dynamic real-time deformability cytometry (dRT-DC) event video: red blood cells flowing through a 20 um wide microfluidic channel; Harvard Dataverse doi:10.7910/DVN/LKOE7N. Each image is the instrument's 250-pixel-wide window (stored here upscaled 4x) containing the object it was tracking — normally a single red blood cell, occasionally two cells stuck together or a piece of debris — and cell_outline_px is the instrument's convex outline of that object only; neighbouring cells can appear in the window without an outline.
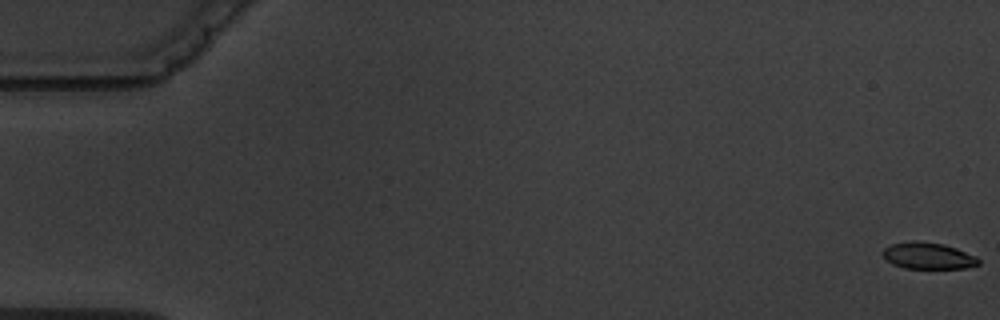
{"species": "common noctule bat (a hibernating species)", "species_latin": "Nyctalus noctula", "temperature_condition": "warm", "stored_images_in_passage": 5, "camera_frame_rate_fps": 3000, "um_per_image_px": 0.085, "animal": {"sex": "male", "body_mass_g": 19.5, "forearm_length_mm": 54.6}, "frame": {"image": 1, "passage_image": 1, "time_ms": 0.0, "image_size_px": [1000, 320], "cell_outline_px": [[980, 264], [964, 268], [904, 268], [892, 264], [880, 252], [884, 248], [892, 244], [944, 244], [956, 248], [976, 256], [980, 260]], "centroid_in_image_um": [78.94, 21.79], "position_along_channel_um": 6.1, "area_um2": 14.05}}
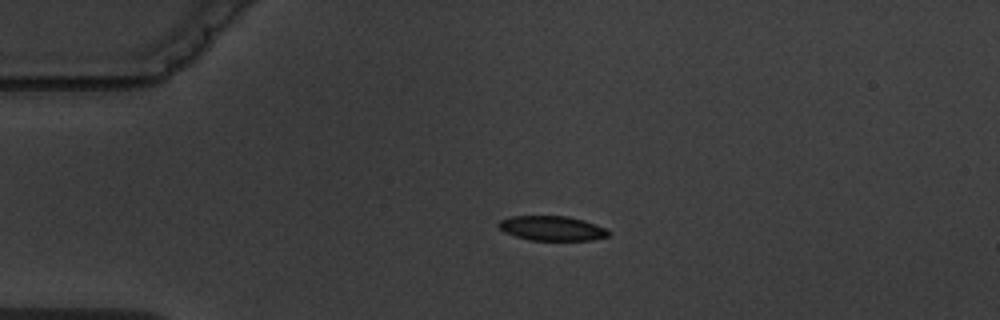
{"frame": {"image": 2, "passage_image": 4, "time_ms": 4.333, "image_size_px": [1000, 320], "cell_outline_px": [[608, 236], [592, 240], [528, 240], [504, 232], [496, 224], [500, 220], [508, 216], [568, 216], [584, 220], [596, 224], [604, 228], [608, 232]], "centroid_in_image_um": [46.87, 19.4], "position_along_channel_um": 38.1, "area_um2": 15.78}}